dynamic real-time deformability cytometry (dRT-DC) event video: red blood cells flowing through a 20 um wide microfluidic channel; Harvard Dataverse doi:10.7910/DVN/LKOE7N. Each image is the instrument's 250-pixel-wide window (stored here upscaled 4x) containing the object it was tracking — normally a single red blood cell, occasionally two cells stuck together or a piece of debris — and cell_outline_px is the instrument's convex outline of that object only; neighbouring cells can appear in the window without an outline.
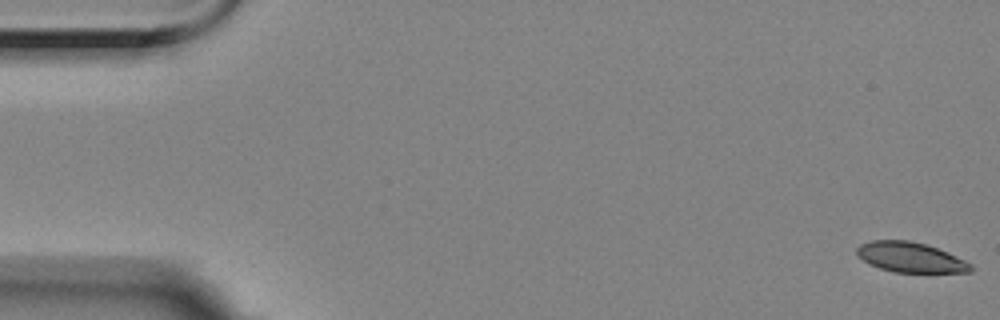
{"species": "Egyptian fruit bat (a non-hibernating species)", "species_latin": "Rousettus aegyptiacus", "temperature_condition": "room temperature", "stored_images_in_passage": 16, "camera_frame_rate_fps": 3000, "um_per_image_px": 0.085, "animal": {"sex": "female"}, "frame": {"image": 1, "passage_image": 1, "time_ms": 0.0, "image_size_px": [1000, 320], "cell_outline_px": [[972, 272], [896, 272], [880, 268], [856, 256], [856, 248], [860, 244], [872, 240], [908, 240], [924, 244], [948, 252], [972, 264]], "centroid_in_image_um": [77.38, 21.86], "position_along_channel_um": 7.6, "area_um2": 19.77}}
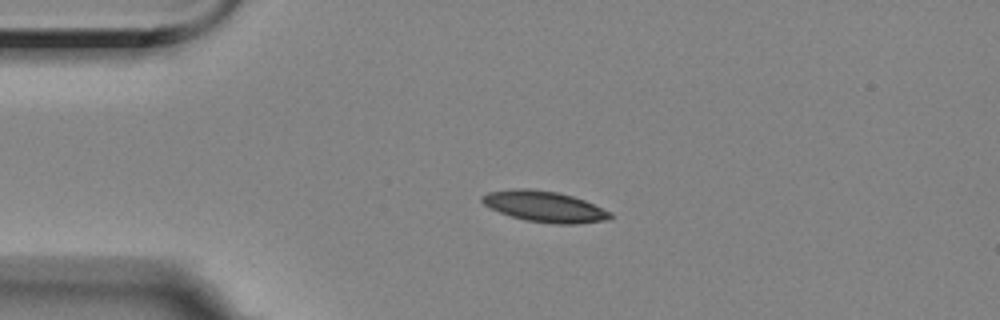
{"frame": {"image": 2, "passage_image": 13, "time_ms": 4.0, "image_size_px": [1000, 320], "cell_outline_px": [[612, 216], [608, 220], [576, 224], [556, 224], [524, 220], [488, 208], [480, 200], [480, 196], [488, 192], [512, 188], [528, 188], [556, 192], [572, 196], [584, 200], [612, 212]], "centroid_in_image_um": [46.26, 17.55], "position_along_channel_um": 38.7, "area_um2": 23.18}}